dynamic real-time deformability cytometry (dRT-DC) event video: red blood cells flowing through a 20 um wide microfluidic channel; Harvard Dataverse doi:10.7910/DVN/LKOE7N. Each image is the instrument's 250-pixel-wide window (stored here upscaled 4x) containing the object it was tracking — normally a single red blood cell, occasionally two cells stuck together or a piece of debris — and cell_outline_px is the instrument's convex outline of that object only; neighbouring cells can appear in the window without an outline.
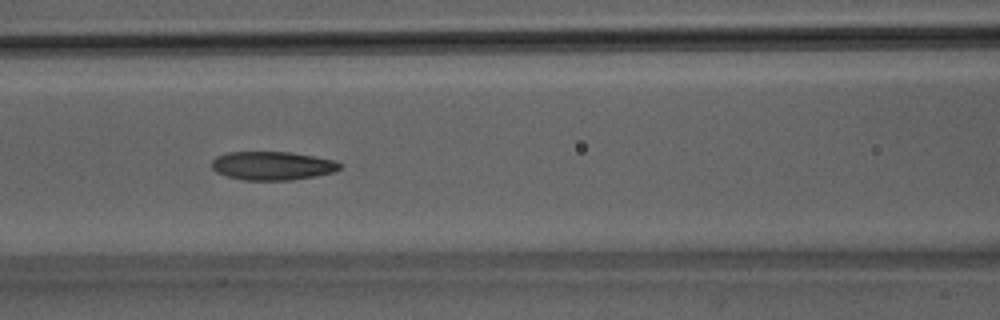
{"species": "Egyptian fruit bat (a non-hibernating species)", "species_latin": "Rousettus aegyptiacus", "temperature_condition": "room temperature", "stored_images_in_passage": 38, "camera_frame_rate_fps": 3000, "um_per_image_px": 0.085, "animal": {"sex": "male"}, "frame": {"image": 1, "passage_image": 9, "time_ms": 2.667, "image_size_px": [1000, 320], "cell_outline_px": [[344, 164], [340, 168], [332, 172], [316, 176], [292, 180], [244, 180], [228, 176], [216, 172], [212, 168], [212, 160], [216, 156], [228, 152], [292, 152], [336, 160]], "centroid_in_image_um": [23.18, 14.08], "position_along_channel_um": 143.4, "area_um2": 21.44}}
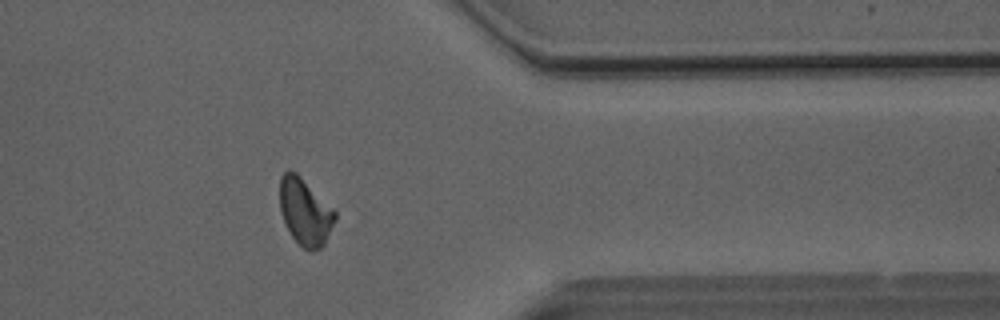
{"frame": {"image": 2, "passage_image": 28, "time_ms": 9.0, "image_size_px": [1000, 320], "cell_outline_px": [[336, 220], [324, 244], [320, 248], [312, 252], [308, 252], [292, 236], [284, 220], [280, 208], [280, 176], [288, 168], [296, 172], [336, 212]], "centroid_in_image_um": [25.93, 18.0], "position_along_channel_um": 385.5, "area_um2": 21.27}}
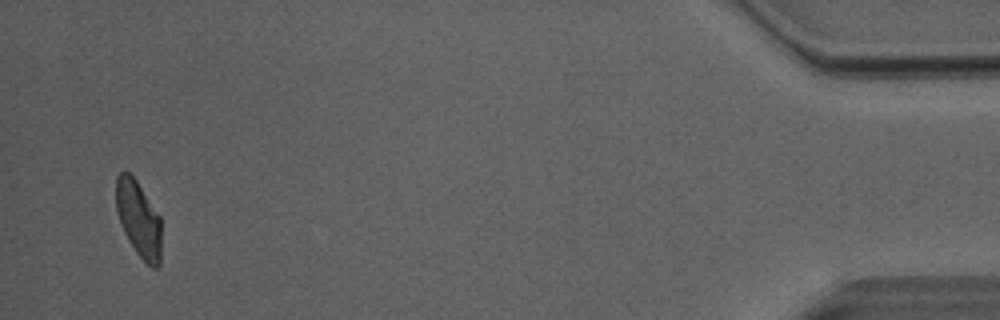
{"frame": {"image": 3, "passage_image": 36, "time_ms": 11.667, "image_size_px": [1000, 320], "cell_outline_px": [[160, 264], [156, 268], [152, 268], [136, 252], [128, 240], [124, 232], [116, 212], [116, 176], [120, 172], [128, 172], [136, 180], [160, 216]], "centroid_in_image_um": [11.77, 18.6], "position_along_channel_um": 423.4, "area_um2": 19.88}, "authors_computed_cell_mechanics": {"area_um2": 21.2704, "velocity_mm_per_s": 4.0407, "shape_relaxation_time_tau1_ms": 6.7875, "shape_relaxation_time_tau2_ms": 2.8598, "deformation_change_tau1": 0.177, "deformation_change_tau2": 0.0978}}